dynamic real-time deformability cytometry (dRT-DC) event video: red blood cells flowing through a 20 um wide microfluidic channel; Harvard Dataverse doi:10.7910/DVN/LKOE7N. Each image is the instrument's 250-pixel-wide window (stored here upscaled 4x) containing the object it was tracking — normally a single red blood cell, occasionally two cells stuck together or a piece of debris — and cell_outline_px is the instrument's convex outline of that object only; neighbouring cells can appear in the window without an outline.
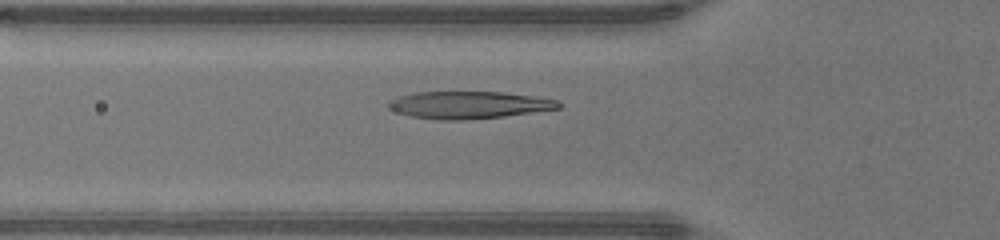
{"species": "human", "species_latin": "Homo sapiens", "temperature_condition": "warm", "stored_images_in_passage": 36, "camera_frame_rate_fps": 3000, "um_per_image_px": 0.085, "donor": {"sex": "male"}, "frame": {"image": 1, "passage_image": 10, "time_ms": 3.0, "image_size_px": [1000, 240], "cell_outline_px": [[564, 104], [560, 108], [504, 116], [464, 120], [440, 120], [412, 116], [396, 112], [388, 108], [384, 104], [388, 100], [400, 96], [416, 92], [504, 92], [532, 96], [556, 100]], "centroid_in_image_um": [39.8, 8.92], "position_along_channel_um": 86.0, "area_um2": 27.05}}
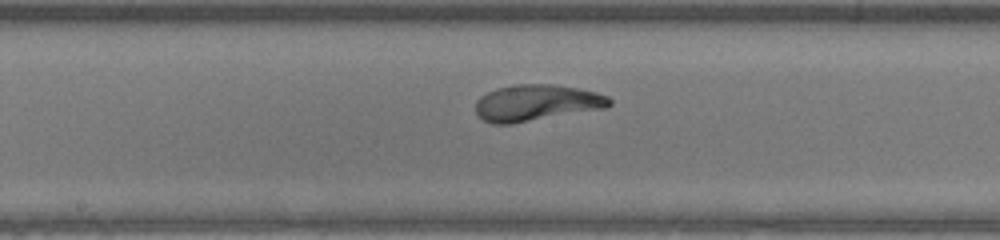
{"frame": {"image": 2, "passage_image": 18, "time_ms": 5.667, "image_size_px": [1000, 240], "cell_outline_px": [[612, 104], [608, 108], [512, 124], [492, 124], [484, 120], [476, 112], [476, 100], [480, 96], [496, 88], [516, 84], [552, 84], [576, 88], [596, 92], [608, 96], [612, 100]], "centroid_in_image_um": [45.62, 8.74], "position_along_channel_um": 202.6, "area_um2": 28.55}}
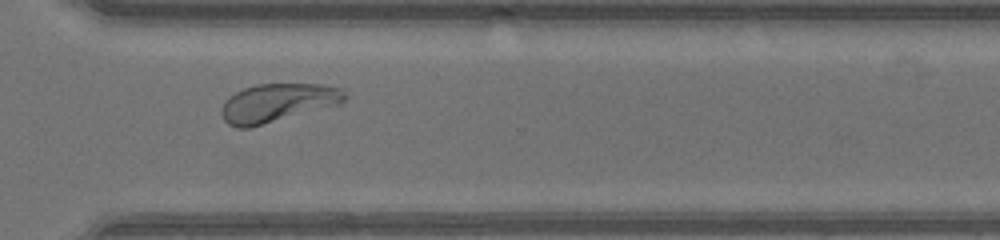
{"frame": {"image": 3, "passage_image": 28, "time_ms": 9.0, "image_size_px": [1000, 240], "cell_outline_px": [[348, 96], [340, 104], [248, 128], [236, 128], [228, 124], [224, 120], [220, 112], [220, 108], [224, 100], [228, 96], [244, 88], [256, 84], [324, 84], [340, 88]], "centroid_in_image_um": [23.56, 8.73], "position_along_channel_um": 347.0, "area_um2": 27.69}}